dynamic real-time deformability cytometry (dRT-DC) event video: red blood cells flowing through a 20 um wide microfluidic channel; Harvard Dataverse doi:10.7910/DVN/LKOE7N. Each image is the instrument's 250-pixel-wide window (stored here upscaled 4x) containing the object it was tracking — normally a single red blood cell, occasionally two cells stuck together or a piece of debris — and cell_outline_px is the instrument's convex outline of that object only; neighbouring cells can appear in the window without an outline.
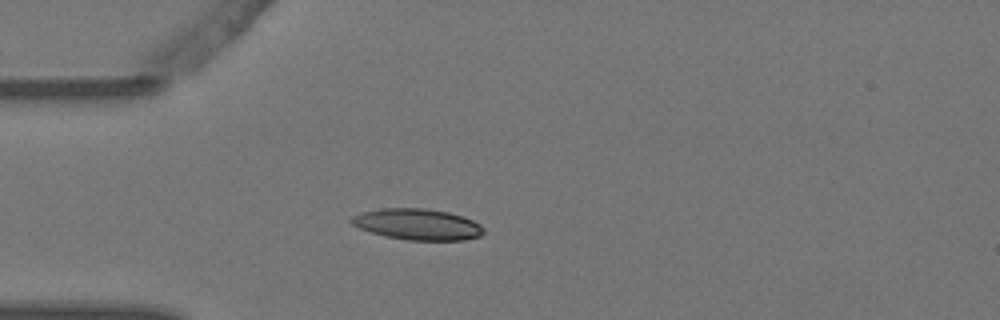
{"species": "Egyptian fruit bat (a non-hibernating species)", "species_latin": "Rousettus aegyptiacus", "temperature_condition": "warm", "stored_images_in_passage": 2, "camera_frame_rate_fps": 3000, "um_per_image_px": 0.085, "animal": {"sex": "female"}, "frame": {"image": 1, "passage_image": 2, "time_ms": 0.333, "image_size_px": [1000, 320], "cell_outline_px": [[484, 232], [480, 236], [464, 240], [408, 240], [384, 236], [360, 228], [352, 224], [348, 220], [352, 216], [364, 212], [384, 208], [424, 208], [448, 212], [464, 216], [480, 224], [484, 228]], "centroid_in_image_um": [35.51, 19.07], "position_along_channel_um": 49.5, "area_um2": 23.93}}